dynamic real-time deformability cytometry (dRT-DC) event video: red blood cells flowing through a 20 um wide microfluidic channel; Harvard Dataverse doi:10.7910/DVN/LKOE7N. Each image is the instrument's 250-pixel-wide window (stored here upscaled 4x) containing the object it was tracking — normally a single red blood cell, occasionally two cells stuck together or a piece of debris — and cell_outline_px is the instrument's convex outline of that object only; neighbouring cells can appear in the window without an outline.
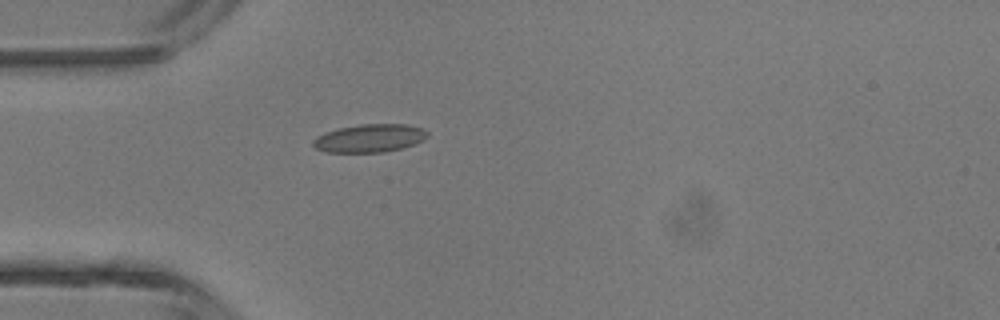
{"species": "common noctule bat (a hibernating species)", "species_latin": "Nyctalus noctula", "temperature_condition": "room temperature", "stored_images_in_passage": 2, "camera_frame_rate_fps": 3000, "um_per_image_px": 0.085, "animal": {"sex": "male", "body_mass_g": 13.3}, "frame": {"image": 1, "passage_image": 2, "time_ms": 2.0, "image_size_px": [1000, 320], "cell_outline_px": [[428, 136], [424, 140], [400, 148], [384, 152], [324, 152], [316, 148], [312, 144], [312, 140], [316, 136], [324, 132], [340, 128], [360, 124], [408, 124], [424, 128], [428, 132]], "centroid_in_image_um": [31.41, 11.74], "position_along_channel_um": 53.6, "area_um2": 18.79}}